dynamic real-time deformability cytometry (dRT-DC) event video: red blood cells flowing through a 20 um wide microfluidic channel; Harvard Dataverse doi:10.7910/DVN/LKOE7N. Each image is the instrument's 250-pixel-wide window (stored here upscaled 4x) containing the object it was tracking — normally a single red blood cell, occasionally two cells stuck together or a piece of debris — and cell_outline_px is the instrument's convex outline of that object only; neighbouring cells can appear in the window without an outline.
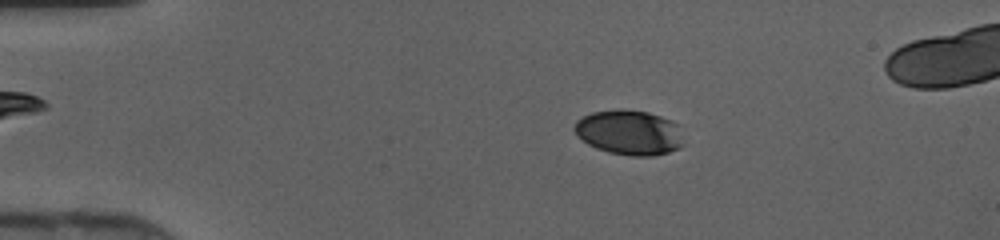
{"species": "human", "species_latin": "Homo sapiens", "temperature_condition": "cold", "stored_images_in_passage": 41, "camera_frame_rate_fps": 3000, "um_per_image_px": 0.085, "donor": {"sex": "female"}, "frame": {"image": 1, "passage_image": 4, "time_ms": 1.0, "image_size_px": [1000, 240], "cell_outline_px": [[684, 144], [680, 148], [668, 152], [652, 156], [632, 156], [608, 152], [596, 148], [588, 144], [572, 128], [576, 120], [592, 112], [620, 108], [624, 108], [648, 112], [672, 120], [680, 124]], "centroid_in_image_um": [53.53, 11.25], "position_along_channel_um": 31.5, "area_um2": 28.96}}
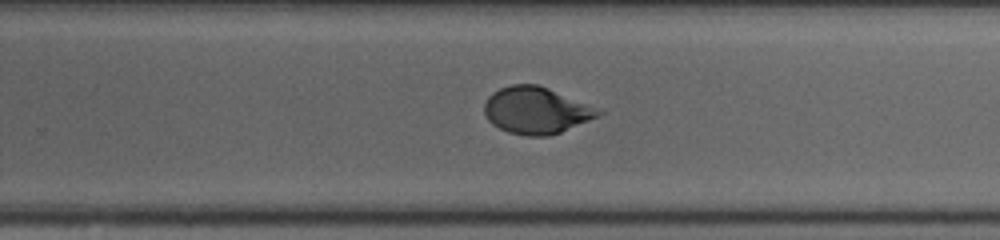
{"frame": {"image": 2, "passage_image": 25, "time_ms": 8.0, "image_size_px": [1000, 240], "cell_outline_px": [[604, 112], [588, 120], [560, 132], [548, 136], [528, 136], [508, 132], [492, 124], [488, 120], [484, 112], [484, 104], [488, 96], [492, 92], [500, 88], [512, 84], [536, 84], [548, 88], [604, 108]], "centroid_in_image_um": [45.6, 9.36], "position_along_channel_um": 284.2, "area_um2": 31.27}}
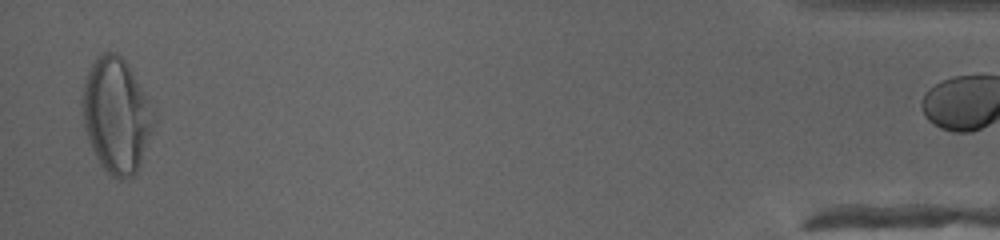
{"frame": {"image": 3, "passage_image": 40, "time_ms": 13.0, "image_size_px": [1000, 240], "cell_outline_px": [[156, 120], [152, 132], [140, 164], [136, 172], [128, 180], [120, 180], [112, 176], [100, 164], [92, 148], [84, 124], [80, 104], [80, 100], [84, 84], [92, 60], [96, 56], [104, 52], [116, 52], [128, 64], [144, 92], [148, 100]], "centroid_in_image_um": [9.88, 9.8], "position_along_channel_um": 425.3, "area_um2": 47.8}}